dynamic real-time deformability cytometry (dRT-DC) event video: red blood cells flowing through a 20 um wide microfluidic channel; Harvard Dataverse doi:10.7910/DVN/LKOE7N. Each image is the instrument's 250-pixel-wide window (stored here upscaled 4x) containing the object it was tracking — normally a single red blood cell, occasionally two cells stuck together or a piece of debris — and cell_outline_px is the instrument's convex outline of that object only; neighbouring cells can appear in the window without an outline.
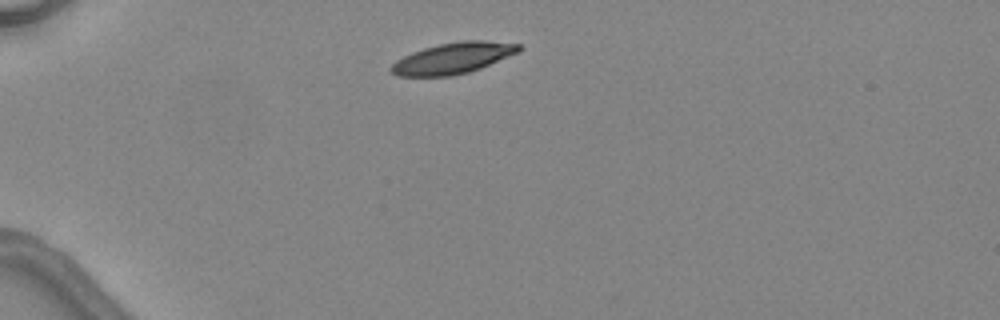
{"species": "common noctule bat (a hibernating species)", "species_latin": "Nyctalus noctula", "temperature_condition": "warm", "stored_images_in_passage": 3, "camera_frame_rate_fps": 3000, "um_per_image_px": 0.085, "animal": {"sex": "female", "body_mass_g": 24.6, "forearm_length_mm": 56.2}, "frame": {"image": 1, "passage_image": 1, "time_ms": 0.0, "image_size_px": [1000, 320], "cell_outline_px": [[524, 48], [520, 52], [480, 68], [468, 72], [452, 76], [396, 76], [388, 68], [396, 60], [412, 52], [424, 48], [440, 44], [460, 40], [484, 40], [520, 44]], "centroid_in_image_um": [38.53, 4.94], "position_along_channel_um": 46.5, "area_um2": 23.24}}